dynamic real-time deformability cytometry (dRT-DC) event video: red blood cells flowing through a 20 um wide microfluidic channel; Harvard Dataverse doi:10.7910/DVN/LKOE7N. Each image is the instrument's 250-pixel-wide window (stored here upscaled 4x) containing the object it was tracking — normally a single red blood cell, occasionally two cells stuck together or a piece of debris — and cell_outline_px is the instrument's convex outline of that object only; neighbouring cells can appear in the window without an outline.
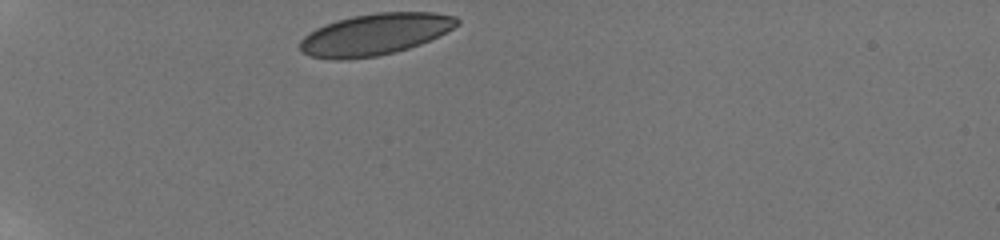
{"species": "human", "species_latin": "Homo sapiens", "temperature_condition": "room temperature", "stored_images_in_passage": 34, "camera_frame_rate_fps": 3000, "um_per_image_px": 0.085, "donor": {"sex": "male"}, "frame": {"image": 1, "passage_image": 1, "time_ms": 0.0, "image_size_px": [1000, 240], "cell_outline_px": [[460, 24], [420, 44], [396, 52], [376, 56], [344, 60], [336, 60], [308, 56], [300, 52], [300, 40], [308, 32], [324, 24], [336, 20], [352, 16], [376, 12], [436, 12], [456, 16], [460, 20]], "centroid_in_image_um": [31.83, 2.92], "position_along_channel_um": 53.2, "area_um2": 38.21}}
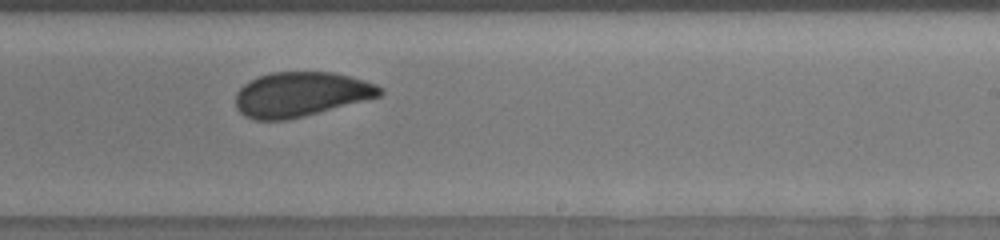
{"frame": {"image": 2, "passage_image": 21, "time_ms": 6.667, "image_size_px": [1000, 240], "cell_outline_px": [[384, 92], [380, 96], [304, 116], [288, 120], [256, 120], [244, 116], [236, 108], [236, 92], [244, 84], [260, 76], [272, 72], [332, 72], [364, 80], [376, 84], [384, 88]], "centroid_in_image_um": [25.57, 8.02], "position_along_channel_um": 263.4, "area_um2": 37.4}}
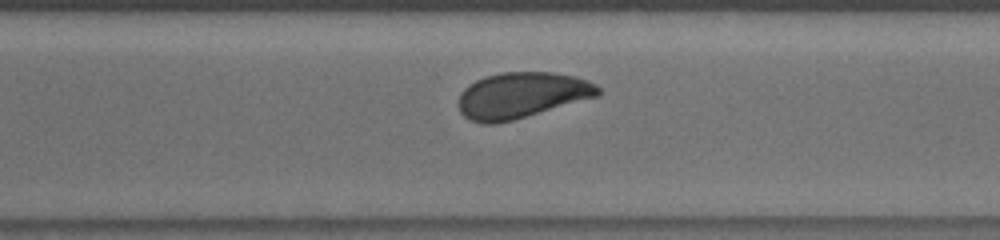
{"frame": {"image": 3, "passage_image": 26, "time_ms": 8.333, "image_size_px": [1000, 240], "cell_outline_px": [[600, 92], [596, 96], [512, 120], [496, 124], [484, 124], [468, 120], [460, 112], [460, 92], [468, 84], [484, 76], [500, 72], [552, 72], [576, 76], [588, 80], [596, 84], [600, 88]], "centroid_in_image_um": [44.3, 8.08], "position_along_channel_um": 326.3, "area_um2": 37.17}, "authors_computed_cell_mechanics": {"area_um2": 37.8301, "velocity_mm_per_s": 3.7647, "shape_relaxation_time_tau1_ms": 5.1024, "shape_relaxation_time_tau2_ms": 0.8373, "deformation_change_tau1": 0.1188, "deformation_change_tau2": 0.0406}}